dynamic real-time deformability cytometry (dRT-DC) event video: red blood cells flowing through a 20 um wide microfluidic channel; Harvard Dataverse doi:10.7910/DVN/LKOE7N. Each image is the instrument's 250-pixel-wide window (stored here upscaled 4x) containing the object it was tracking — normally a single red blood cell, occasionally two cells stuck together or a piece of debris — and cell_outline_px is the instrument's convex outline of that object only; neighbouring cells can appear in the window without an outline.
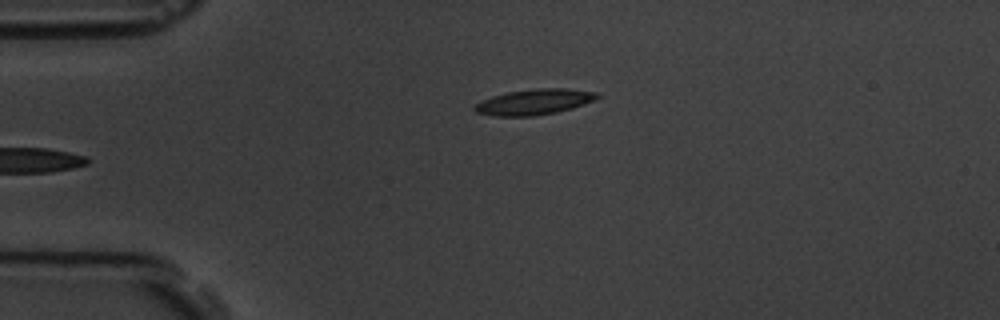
{"species": "common noctule bat (a hibernating species)", "species_latin": "Nyctalus noctula", "temperature_condition": "room temperature", "stored_images_in_passage": 4, "camera_frame_rate_fps": 3000, "um_per_image_px": 0.085, "animal": {"sex": "male", "body_mass_g": 19.5, "forearm_length_mm": 54.6}, "frame": {"image": 1, "passage_image": 4, "time_ms": 4.333, "image_size_px": [1000, 320], "cell_outline_px": [[600, 96], [596, 100], [572, 108], [556, 112], [532, 116], [496, 116], [476, 112], [472, 108], [480, 100], [492, 96], [508, 92], [536, 88], [568, 88], [596, 92]], "centroid_in_image_um": [45.41, 8.65], "position_along_channel_um": 39.6, "area_um2": 18.32}}